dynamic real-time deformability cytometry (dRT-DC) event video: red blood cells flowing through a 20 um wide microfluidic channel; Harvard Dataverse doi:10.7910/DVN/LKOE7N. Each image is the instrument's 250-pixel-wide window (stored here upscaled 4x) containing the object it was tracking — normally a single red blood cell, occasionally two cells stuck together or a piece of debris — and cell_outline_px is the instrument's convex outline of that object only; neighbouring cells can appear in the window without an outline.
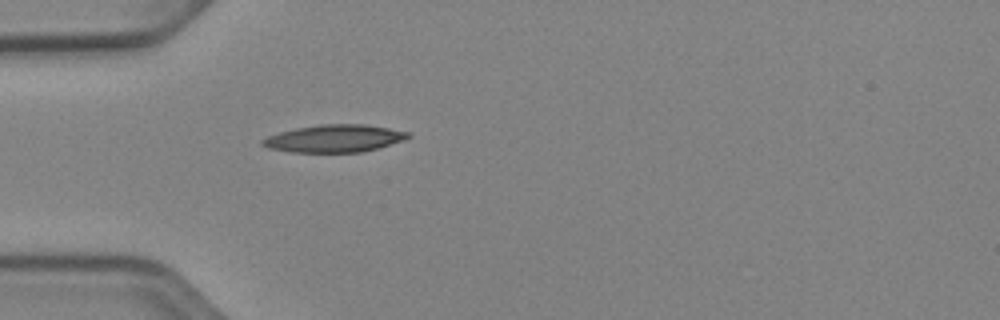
{"species": "Egyptian fruit bat (a non-hibernating species)", "species_latin": "Rousettus aegyptiacus", "temperature_condition": "cold", "stored_images_in_passage": 30, "camera_frame_rate_fps": 3000, "um_per_image_px": 0.085, "animal": {"sex": "female"}, "frame": {"image": 1, "passage_image": 1, "time_ms": 0.0, "image_size_px": [1000, 320], "cell_outline_px": [[412, 136], [376, 148], [360, 152], [292, 152], [268, 148], [260, 144], [260, 140], [268, 136], [280, 132], [296, 128], [320, 124], [364, 124], [412, 132]], "centroid_in_image_um": [28.38, 11.76], "position_along_channel_um": 56.6, "area_um2": 23.12}}
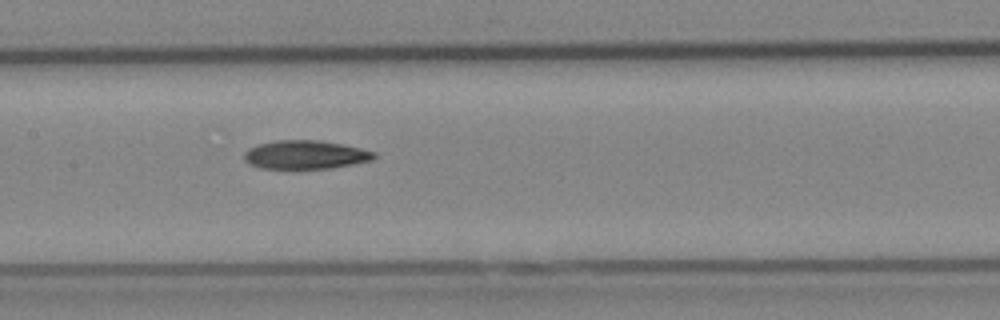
{"frame": {"image": 2, "passage_image": 11, "time_ms": 3.333, "image_size_px": [1000, 320], "cell_outline_px": [[376, 156], [372, 160], [332, 168], [260, 168], [248, 164], [244, 160], [244, 152], [248, 148], [256, 144], [272, 140], [320, 140], [344, 144], [376, 152]], "centroid_in_image_um": [25.92, 13.14], "position_along_channel_um": 181.5, "area_um2": 21.85}}
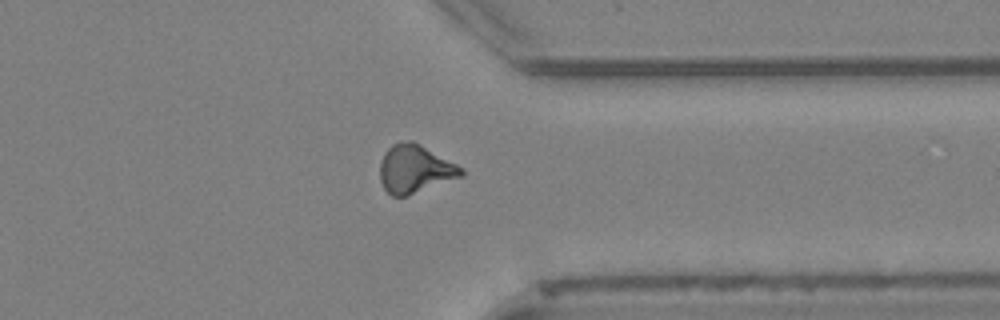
{"frame": {"image": 3, "passage_image": 26, "time_ms": 8.333, "image_size_px": [1000, 320], "cell_outline_px": [[464, 176], [408, 196], [392, 196], [384, 188], [380, 180], [380, 160], [384, 152], [392, 144], [408, 140], [412, 140], [420, 144], [464, 168]], "centroid_in_image_um": [35.27, 14.37], "position_along_channel_um": 376.1, "area_um2": 23.0}}